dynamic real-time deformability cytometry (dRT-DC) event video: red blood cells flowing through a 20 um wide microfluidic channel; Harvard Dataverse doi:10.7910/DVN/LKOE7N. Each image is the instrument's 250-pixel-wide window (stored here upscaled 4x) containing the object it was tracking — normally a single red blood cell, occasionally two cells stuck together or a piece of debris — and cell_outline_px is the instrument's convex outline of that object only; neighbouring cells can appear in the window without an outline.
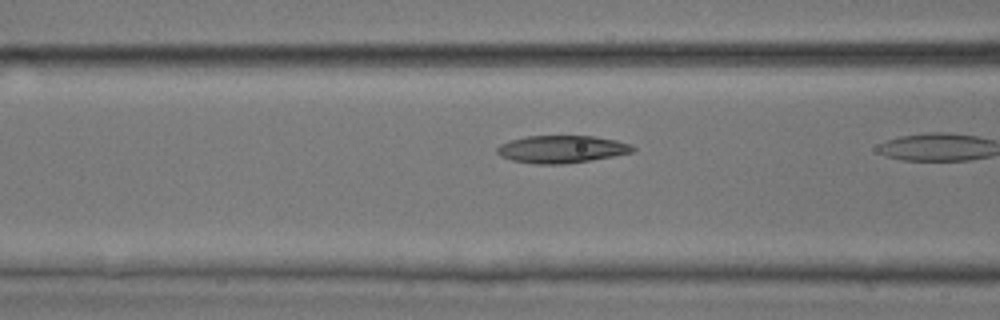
{"species": "common noctule bat (a hibernating species)", "species_latin": "Nyctalus noctula", "temperature_condition": "room temperature", "stored_images_in_passage": 8, "camera_frame_rate_fps": 3000, "um_per_image_px": 0.085, "animal": {"sex": "male", "body_mass_g": 17.9, "forearm_length_mm": 54.2}, "frame": {"image": 1, "passage_image": 7, "time_ms": 2.0, "image_size_px": [1000, 320], "cell_outline_px": [[636, 152], [592, 160], [564, 164], [536, 164], [512, 160], [500, 156], [496, 152], [496, 148], [500, 144], [508, 140], [528, 136], [592, 136], [616, 140], [632, 144], [636, 148]], "centroid_in_image_um": [47.76, 12.68], "position_along_channel_um": 118.8, "area_um2": 21.96}}